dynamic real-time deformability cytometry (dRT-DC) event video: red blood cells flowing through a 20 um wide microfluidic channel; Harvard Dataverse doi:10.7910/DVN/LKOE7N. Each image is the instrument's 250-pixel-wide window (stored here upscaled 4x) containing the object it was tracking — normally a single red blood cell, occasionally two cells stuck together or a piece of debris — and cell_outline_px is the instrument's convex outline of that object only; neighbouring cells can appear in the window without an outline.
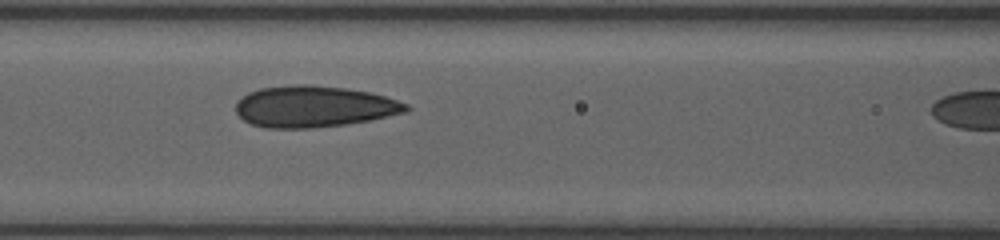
{"species": "human", "species_latin": "Homo sapiens", "temperature_condition": "room temperature", "stored_images_in_passage": 6, "segment_of_instrument_passage": [1, 2], "camera_frame_rate_fps": 3000, "um_per_image_px": 0.085, "donor": {"sex": "female"}, "frame": {"image": 1, "passage_image": 4, "time_ms": 2.667, "image_size_px": [1000, 240], "cell_outline_px": [[412, 108], [408, 112], [372, 120], [344, 124], [312, 128], [268, 128], [252, 124], [244, 120], [236, 112], [236, 100], [248, 92], [260, 88], [296, 84], [312, 84], [344, 88], [372, 92], [408, 104]], "centroid_in_image_um": [26.7, 9.05], "position_along_channel_um": 139.9, "area_um2": 41.33}}
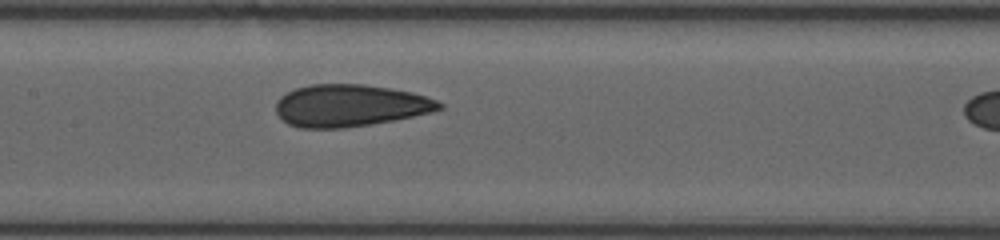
{"frame": {"image": 2, "passage_image": 5, "time_ms": 3.667, "image_size_px": [1000, 240], "cell_outline_px": [[444, 108], [412, 116], [372, 124], [344, 128], [300, 128], [288, 124], [276, 112], [276, 100], [280, 96], [296, 88], [312, 84], [364, 84], [412, 92], [436, 100], [444, 104]], "centroid_in_image_um": [29.72, 8.97], "position_along_channel_um": 177.7, "area_um2": 39.88}}